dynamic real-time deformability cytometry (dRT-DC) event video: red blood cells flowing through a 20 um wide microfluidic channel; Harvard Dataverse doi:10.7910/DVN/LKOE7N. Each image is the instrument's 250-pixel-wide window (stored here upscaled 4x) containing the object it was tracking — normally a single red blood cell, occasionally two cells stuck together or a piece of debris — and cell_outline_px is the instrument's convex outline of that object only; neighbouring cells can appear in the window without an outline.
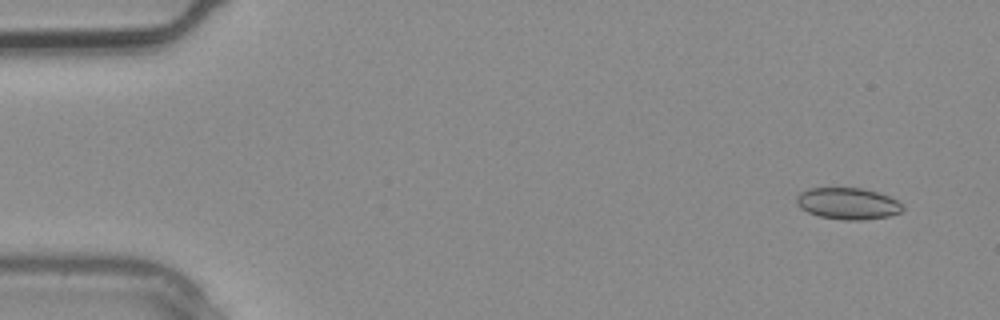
{"species": "common noctule bat (a hibernating species)", "species_latin": "Nyctalus noctula", "temperature_condition": "warm", "stored_images_in_passage": 4, "camera_frame_rate_fps": 3000, "um_per_image_px": 0.085, "animal": {"sex": "male", "body_mass_g": 20.4}, "frame": {"image": 1, "passage_image": 1, "time_ms": 0.0, "image_size_px": [1000, 320], "cell_outline_px": [[904, 208], [900, 212], [888, 216], [864, 220], [844, 220], [820, 216], [808, 212], [800, 208], [796, 204], [796, 196], [800, 192], [808, 188], [860, 188], [876, 192], [888, 196], [896, 200]], "centroid_in_image_um": [72.02, 17.3], "position_along_channel_um": 13.0, "area_um2": 19.42}}